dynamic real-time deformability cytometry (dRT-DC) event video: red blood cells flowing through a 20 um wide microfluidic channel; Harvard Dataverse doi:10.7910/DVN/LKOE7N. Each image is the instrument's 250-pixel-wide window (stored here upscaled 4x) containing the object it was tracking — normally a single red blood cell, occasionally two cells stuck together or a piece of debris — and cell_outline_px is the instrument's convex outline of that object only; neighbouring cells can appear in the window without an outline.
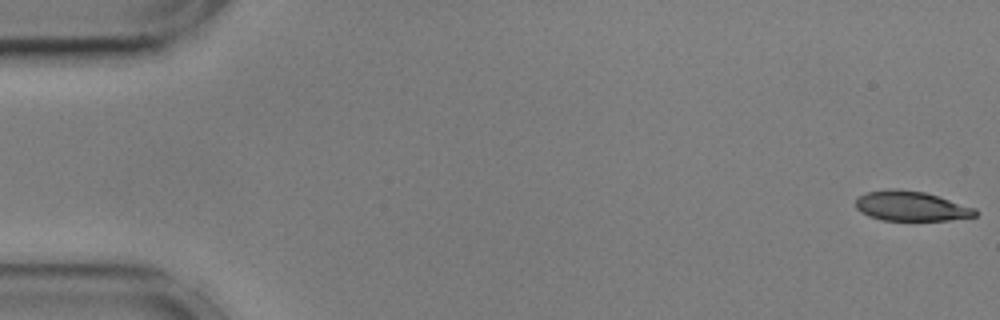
{"species": "common noctule bat (a hibernating species)", "species_latin": "Nyctalus noctula", "temperature_condition": "cold", "stored_images_in_passage": 45, "camera_frame_rate_fps": 3000, "um_per_image_px": 0.085, "animal": {"sex": "male", "body_mass_g": 17.9, "forearm_length_mm": 54.2}, "frame": {"image": 1, "passage_image": 1, "time_ms": 0.0, "image_size_px": [1000, 320], "cell_outline_px": [[980, 212], [976, 216], [948, 220], [880, 220], [868, 216], [860, 212], [856, 208], [856, 200], [860, 196], [868, 192], [892, 188], [924, 192], [976, 208]], "centroid_in_image_um": [77.45, 17.53], "position_along_channel_um": 7.6, "area_um2": 20.69}}
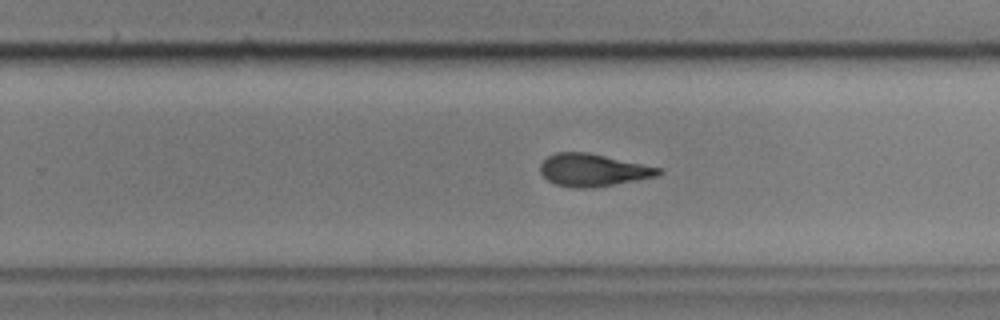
{"frame": {"image": 2, "passage_image": 35, "time_ms": 11.333, "image_size_px": [1000, 320], "cell_outline_px": [[664, 172], [660, 176], [592, 188], [572, 188], [556, 184], [548, 180], [540, 172], [540, 164], [548, 156], [556, 152], [588, 152], [664, 168]], "centroid_in_image_um": [50.46, 14.45], "position_along_channel_um": 279.3, "area_um2": 22.66}}
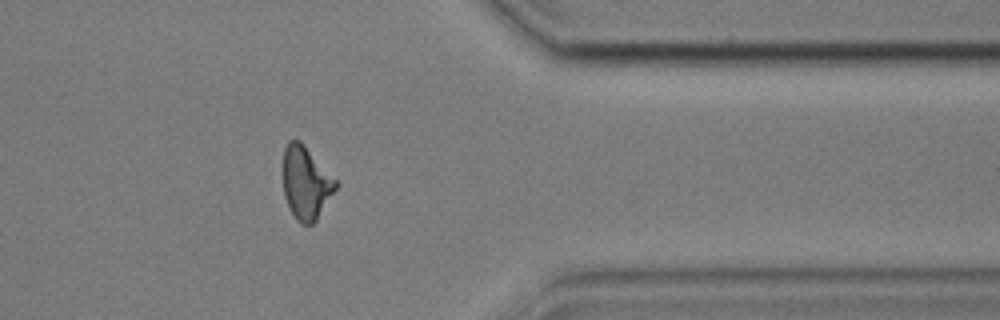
{"frame": {"image": 3, "passage_image": 45, "time_ms": 14.667, "image_size_px": [1000, 320], "cell_outline_px": [[340, 184], [316, 220], [312, 224], [300, 224], [296, 220], [284, 196], [284, 148], [288, 140], [300, 140], [304, 144]], "centroid_in_image_um": [26.02, 15.54], "position_along_channel_um": 385.4, "area_um2": 22.25}, "authors_computed_cell_mechanics": {"area_um2": 22.831, "velocity_mm_per_s": 3.5956, "shape_relaxation_time_tau1_ms": 4.3926, "shape_relaxation_time_tau2_ms": 2.7913, "deformation_change_tau1": 0.1541, "deformation_change_tau2": 0.1124}}